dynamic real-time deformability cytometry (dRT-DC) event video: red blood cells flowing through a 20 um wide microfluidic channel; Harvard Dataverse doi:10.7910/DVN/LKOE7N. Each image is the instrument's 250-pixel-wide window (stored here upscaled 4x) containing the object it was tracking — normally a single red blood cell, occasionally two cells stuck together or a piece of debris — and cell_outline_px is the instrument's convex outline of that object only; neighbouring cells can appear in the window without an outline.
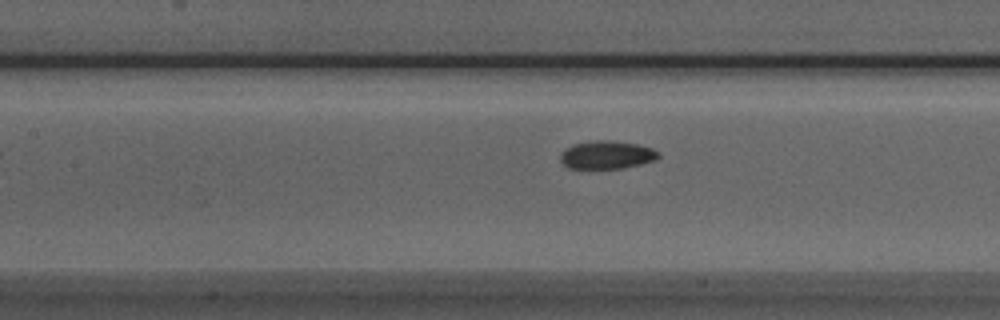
{"species": "Egyptian fruit bat (a non-hibernating species)", "species_latin": "Rousettus aegyptiacus", "temperature_condition": "room temperature", "stored_images_in_passage": 29, "camera_frame_rate_fps": 3000, "um_per_image_px": 0.085, "animal": {"sex": "male"}, "frame": {"image": 1, "passage_image": 10, "time_ms": 3.0, "image_size_px": [1000, 320], "cell_outline_px": [[660, 156], [656, 160], [624, 168], [568, 168], [560, 160], [560, 152], [564, 148], [572, 144], [596, 140], [612, 140], [636, 144], [652, 148], [660, 152]], "centroid_in_image_um": [51.57, 13.15], "position_along_channel_um": 155.8, "area_um2": 16.18}}
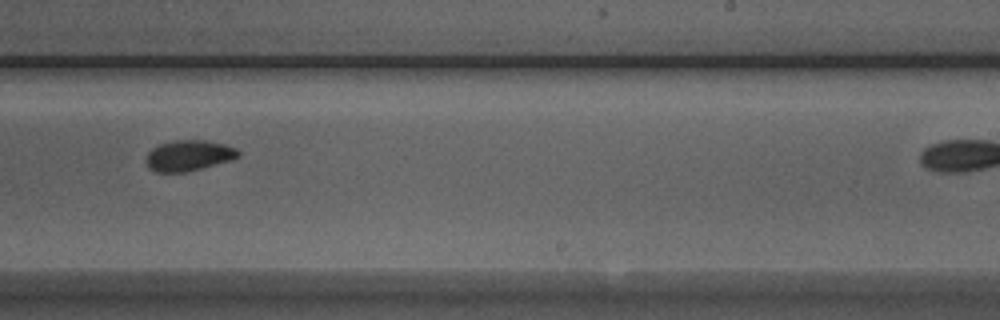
{"frame": {"image": 2, "passage_image": 19, "time_ms": 6.0, "image_size_px": [1000, 320], "cell_outline_px": [[240, 156], [232, 160], [184, 172], [156, 172], [148, 168], [144, 160], [148, 152], [152, 148], [160, 144], [172, 140], [204, 140], [224, 144], [236, 148], [240, 152]], "centroid_in_image_um": [16.01, 13.22], "position_along_channel_um": 273.0, "area_um2": 16.59}}
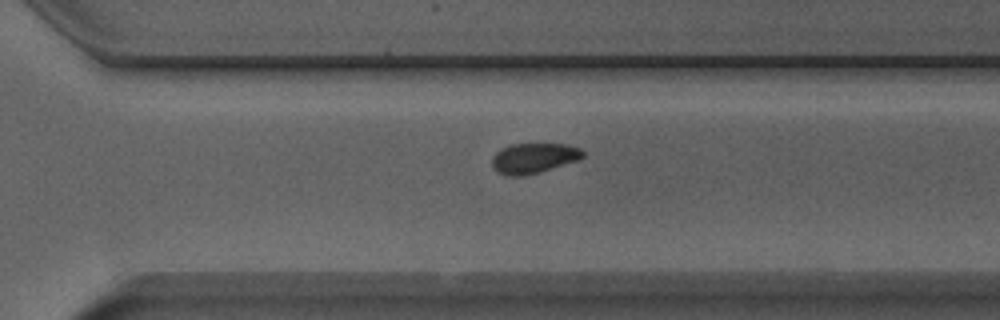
{"frame": {"image": 3, "passage_image": 23, "time_ms": 7.333, "image_size_px": [1000, 320], "cell_outline_px": [[584, 156], [576, 160], [540, 172], [520, 176], [504, 176], [496, 172], [492, 168], [492, 156], [496, 152], [512, 144], [568, 144], [580, 148], [584, 152]], "centroid_in_image_um": [45.32, 13.45], "position_along_channel_um": 325.3, "area_um2": 15.95}}